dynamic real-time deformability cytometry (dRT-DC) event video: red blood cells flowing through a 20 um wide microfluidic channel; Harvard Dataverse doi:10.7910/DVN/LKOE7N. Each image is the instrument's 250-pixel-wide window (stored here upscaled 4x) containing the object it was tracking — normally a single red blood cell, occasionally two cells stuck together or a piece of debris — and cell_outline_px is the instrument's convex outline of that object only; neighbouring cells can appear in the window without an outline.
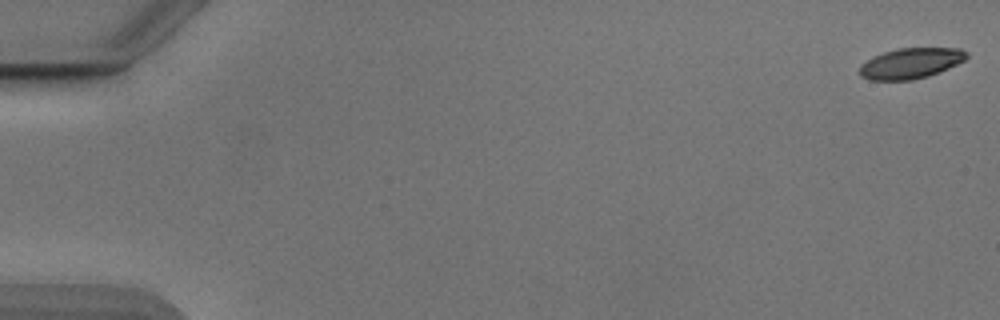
{"species": "Egyptian fruit bat (a non-hibernating species)", "species_latin": "Rousettus aegyptiacus", "temperature_condition": "cold", "stored_images_in_passage": 54, "camera_frame_rate_fps": 3000, "um_per_image_px": 0.085, "animal": {"sex": "male"}, "frame": {"image": 1, "passage_image": 1, "time_ms": 0.0, "image_size_px": [1000, 320], "cell_outline_px": [[968, 56], [964, 60], [948, 68], [928, 76], [912, 80], [868, 80], [860, 76], [860, 64], [872, 56], [896, 48], [960, 48], [968, 52]], "centroid_in_image_um": [77.38, 5.37], "position_along_channel_um": 7.6, "area_um2": 19.13}}
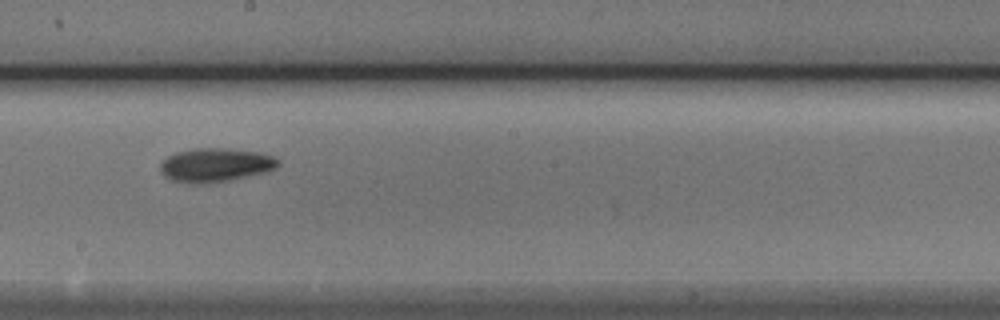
{"frame": {"image": 2, "passage_image": 31, "time_ms": 10.0, "image_size_px": [1000, 320], "cell_outline_px": [[280, 164], [276, 168], [268, 172], [232, 180], [204, 184], [192, 184], [172, 180], [164, 176], [160, 172], [160, 164], [168, 156], [176, 152], [196, 148], [224, 148], [260, 152], [272, 156], [280, 160]], "centroid_in_image_um": [18.34, 14.04], "position_along_channel_um": 229.9, "area_um2": 23.52}}
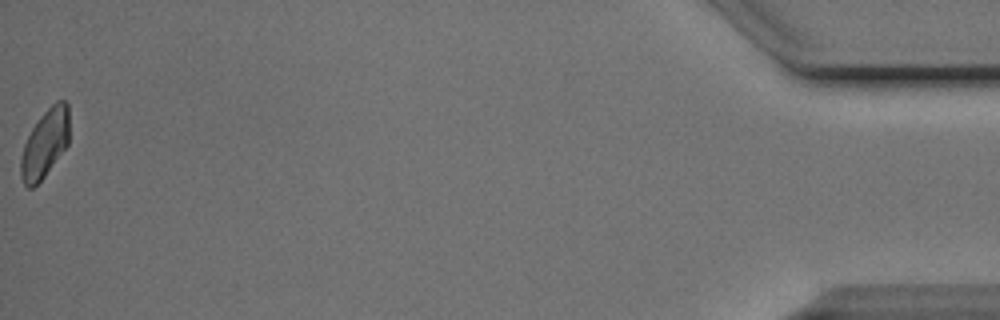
{"frame": {"image": 3, "passage_image": 54, "time_ms": 17.667, "image_size_px": [1000, 320], "cell_outline_px": [[68, 144], [44, 176], [32, 188], [28, 188], [24, 184], [20, 176], [20, 156], [24, 144], [32, 128], [40, 116], [56, 100], [64, 100], [68, 104]], "centroid_in_image_um": [3.8, 12.2], "position_along_channel_um": 431.4, "area_um2": 19.07}, "authors_computed_cell_mechanics": {"area_um2": 20.9525, "velocity_mm_per_s": 3.8767, "shape_relaxation_time_tau1_ms": 3.0492, "shape_relaxation_time_tau2_ms": null, "deformation_change_tau1": 0.0989, "deformation_change_tau2": null}}